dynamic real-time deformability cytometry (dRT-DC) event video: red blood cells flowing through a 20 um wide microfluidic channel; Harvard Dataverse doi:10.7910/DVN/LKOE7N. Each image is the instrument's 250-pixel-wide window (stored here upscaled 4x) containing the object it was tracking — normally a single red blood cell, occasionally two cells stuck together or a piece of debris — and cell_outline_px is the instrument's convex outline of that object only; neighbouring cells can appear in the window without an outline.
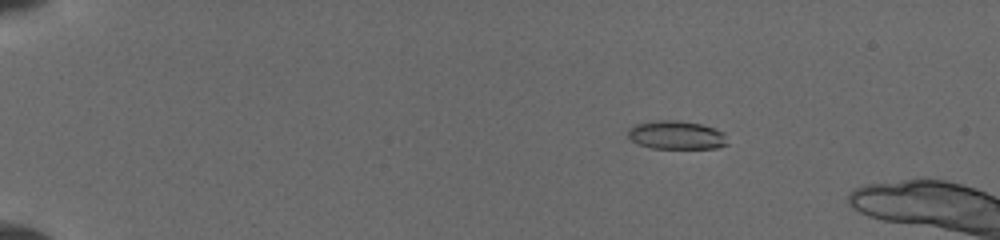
{"species": "common noctule bat (a hibernating species)", "species_latin": "Nyctalus noctula", "temperature_condition": "cold", "stored_images_in_passage": 15, "camera_frame_rate_fps": 3000, "um_per_image_px": 0.085, "animal": {"sex": "female", "body_mass_g": 19.5, "forearm_length_mm": 54.1}, "frame": {"image": 1, "passage_image": 11, "time_ms": 3.333, "image_size_px": [1000, 240], "cell_outline_px": [[728, 144], [716, 148], [652, 148], [636, 144], [628, 136], [628, 128], [636, 124], [652, 120], [680, 120], [700, 124], [716, 128], [724, 132]], "centroid_in_image_um": [57.48, 11.47], "position_along_channel_um": 27.5, "area_um2": 16.7}}